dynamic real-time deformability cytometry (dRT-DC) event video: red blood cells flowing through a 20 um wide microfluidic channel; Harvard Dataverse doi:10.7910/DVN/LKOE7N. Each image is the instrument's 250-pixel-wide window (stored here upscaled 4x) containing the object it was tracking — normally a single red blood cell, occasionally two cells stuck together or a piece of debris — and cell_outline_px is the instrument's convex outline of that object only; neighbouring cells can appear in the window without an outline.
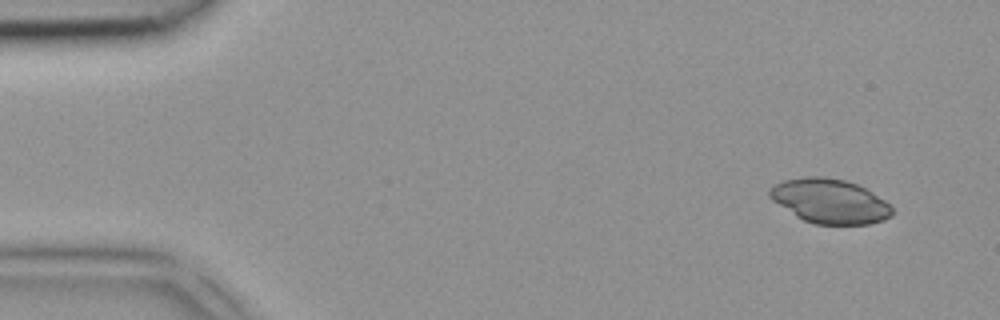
{"species": "common noctule bat (a hibernating species)", "species_latin": "Nyctalus noctula", "temperature_condition": "room temperature", "stored_images_in_passage": 4, "camera_frame_rate_fps": 3000, "um_per_image_px": 0.085, "animal": {"sex": "female", "body_mass_g": 18.4}, "frame": {"image": 1, "passage_image": 1, "time_ms": 0.0, "image_size_px": [1000, 320], "cell_outline_px": [[892, 216], [884, 220], [868, 224], [816, 224], [804, 220], [796, 216], [772, 200], [768, 196], [768, 192], [776, 184], [784, 180], [808, 176], [824, 176], [844, 180], [856, 184], [864, 188], [884, 200], [892, 208]], "centroid_in_image_um": [70.52, 17.1], "position_along_channel_um": 14.5, "area_um2": 31.39}}